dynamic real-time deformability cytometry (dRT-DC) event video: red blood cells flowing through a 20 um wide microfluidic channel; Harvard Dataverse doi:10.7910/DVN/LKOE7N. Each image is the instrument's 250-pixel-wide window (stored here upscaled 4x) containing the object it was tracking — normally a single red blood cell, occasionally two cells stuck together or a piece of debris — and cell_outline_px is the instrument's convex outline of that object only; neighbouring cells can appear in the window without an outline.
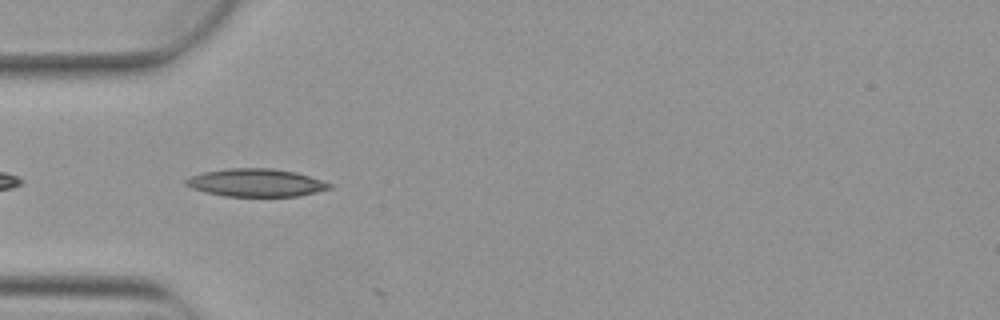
{"species": "Egyptian fruit bat (a non-hibernating species)", "species_latin": "Rousettus aegyptiacus", "temperature_condition": "warm", "stored_images_in_passage": 4, "camera_frame_rate_fps": 3000, "um_per_image_px": 0.085, "animal": {"sex": "female"}, "frame": {"image": 1, "passage_image": 2, "time_ms": 0.333, "image_size_px": [1000, 320], "cell_outline_px": [[332, 188], [300, 196], [224, 196], [204, 192], [192, 188], [184, 184], [184, 180], [192, 176], [204, 172], [228, 168], [272, 168], [296, 172], [332, 184]], "centroid_in_image_um": [21.75, 15.53], "position_along_channel_um": 63.3, "area_um2": 23.24}}
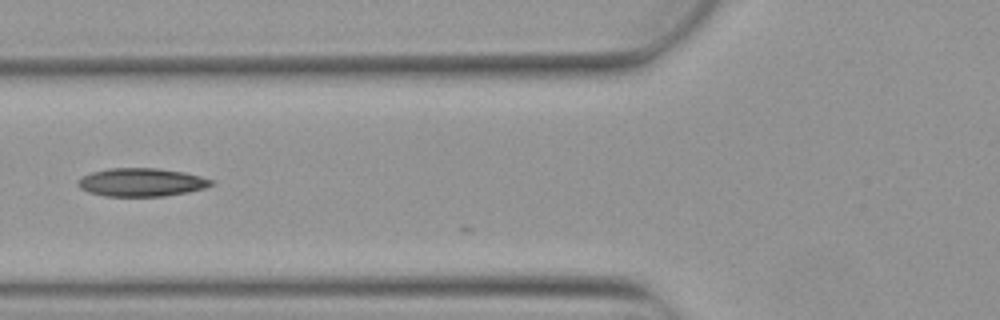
{"frame": {"image": 2, "passage_image": 3, "time_ms": 0.667, "image_size_px": [1000, 320], "cell_outline_px": [[216, 180], [212, 184], [204, 188], [188, 192], [164, 196], [104, 196], [88, 192], [80, 188], [76, 184], [76, 180], [92, 172], [108, 168], [160, 168], [184, 172]], "centroid_in_image_um": [12.02, 15.49], "position_along_channel_um": 113.8, "area_um2": 22.08}}